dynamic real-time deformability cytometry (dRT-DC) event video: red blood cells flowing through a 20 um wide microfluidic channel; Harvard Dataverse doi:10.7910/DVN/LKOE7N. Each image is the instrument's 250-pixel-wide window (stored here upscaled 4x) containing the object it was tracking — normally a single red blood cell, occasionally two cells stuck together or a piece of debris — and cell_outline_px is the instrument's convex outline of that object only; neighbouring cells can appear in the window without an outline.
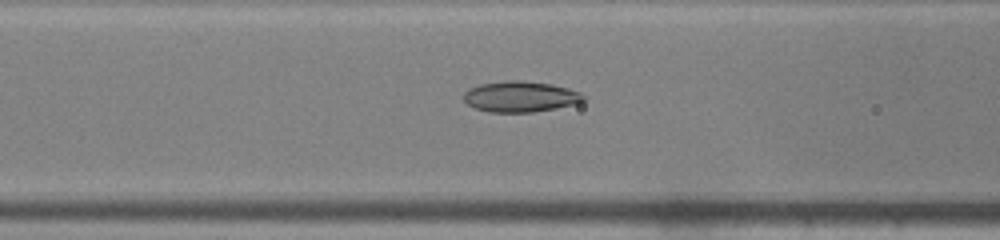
{"species": "common noctule bat (a hibernating species)", "species_latin": "Nyctalus noctula", "temperature_condition": "warm", "stored_images_in_passage": 43, "camera_frame_rate_fps": 3000, "um_per_image_px": 0.085, "animal": {"sex": "male", "body_mass_g": 19.0, "forearm_length_mm": 50.8}, "frame": {"image": 1, "passage_image": 15, "time_ms": 4.667, "image_size_px": [1000, 240], "cell_outline_px": [[584, 100], [580, 104], [532, 112], [488, 112], [476, 108], [468, 104], [464, 100], [464, 92], [468, 88], [480, 84], [508, 80], [524, 80], [552, 84], [568, 88], [580, 92], [584, 96]], "centroid_in_image_um": [44.25, 8.21], "position_along_channel_um": 122.3, "area_um2": 21.68}}
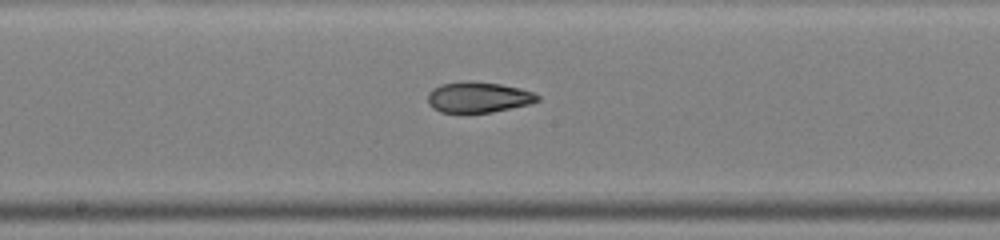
{"frame": {"image": 2, "passage_image": 21, "time_ms": 6.667, "image_size_px": [1000, 240], "cell_outline_px": [[540, 100], [532, 104], [492, 112], [440, 112], [432, 108], [428, 104], [428, 92], [432, 88], [440, 84], [464, 80], [468, 80], [500, 84], [520, 88], [532, 92], [540, 96]], "centroid_in_image_um": [40.65, 8.25], "position_along_channel_um": 207.6, "area_um2": 19.88}}
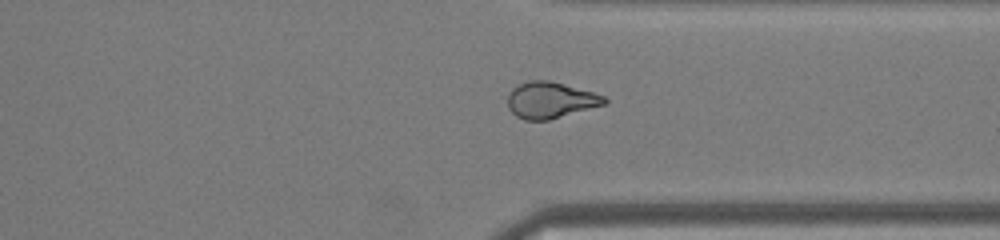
{"frame": {"image": 3, "passage_image": 32, "time_ms": 10.333, "image_size_px": [1000, 240], "cell_outline_px": [[608, 100], [604, 104], [548, 120], [524, 120], [516, 116], [508, 108], [508, 96], [512, 88], [528, 80], [548, 80], [564, 84], [592, 92], [604, 96]], "centroid_in_image_um": [46.75, 8.51], "position_along_channel_um": 364.7, "area_um2": 20.17}, "authors_computed_cell_mechanics": {"area_um2": 21.9062, "velocity_mm_per_s": 4.2681, "shape_relaxation_time_tau1_ms": null, "shape_relaxation_time_tau2_ms": 2.7522, "deformation_change_tau1": null, "deformation_change_tau2": 0.0845}}